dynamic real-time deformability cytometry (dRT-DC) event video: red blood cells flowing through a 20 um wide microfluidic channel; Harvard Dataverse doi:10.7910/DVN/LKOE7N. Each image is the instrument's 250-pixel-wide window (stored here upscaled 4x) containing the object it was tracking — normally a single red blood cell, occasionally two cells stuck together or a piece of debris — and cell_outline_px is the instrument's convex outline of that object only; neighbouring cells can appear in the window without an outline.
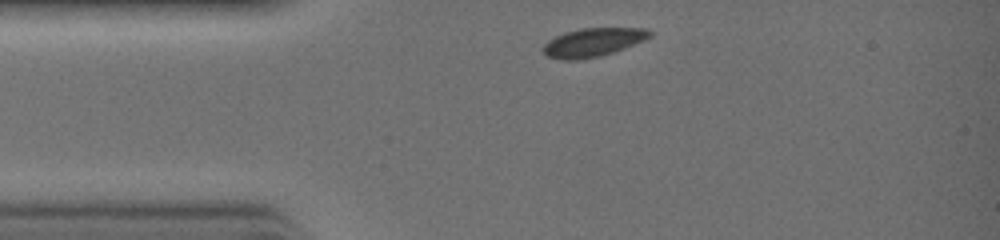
{"species": "common noctule bat (a hibernating species)", "species_latin": "Nyctalus noctula", "temperature_condition": "warm", "stored_images_in_passage": 22, "camera_frame_rate_fps": 3000, "um_per_image_px": 0.085, "animal": {"sex": "female", "body_mass_g": 19.0, "forearm_length_mm": 51.5}, "frame": {"image": 1, "passage_image": 1, "time_ms": 0.0, "image_size_px": [1000, 240], "cell_outline_px": [[652, 36], [644, 40], [624, 48], [600, 56], [576, 60], [564, 60], [548, 56], [540, 48], [548, 40], [564, 32], [580, 28], [648, 28], [652, 32]], "centroid_in_image_um": [50.39, 3.59], "position_along_channel_um": 34.6, "area_um2": 17.74}}
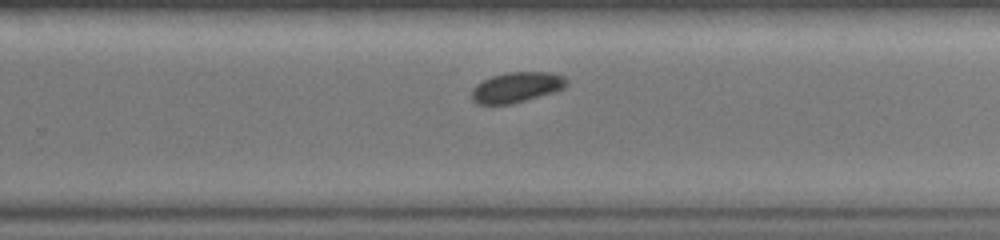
{"frame": {"image": 2, "passage_image": 15, "time_ms": 4.667, "image_size_px": [1000, 240], "cell_outline_px": [[568, 84], [564, 88], [556, 92], [512, 104], [480, 104], [472, 100], [472, 88], [476, 84], [492, 76], [508, 72], [548, 72], [564, 76], [568, 80]], "centroid_in_image_um": [43.95, 7.42], "position_along_channel_um": 285.9, "area_um2": 16.88}}
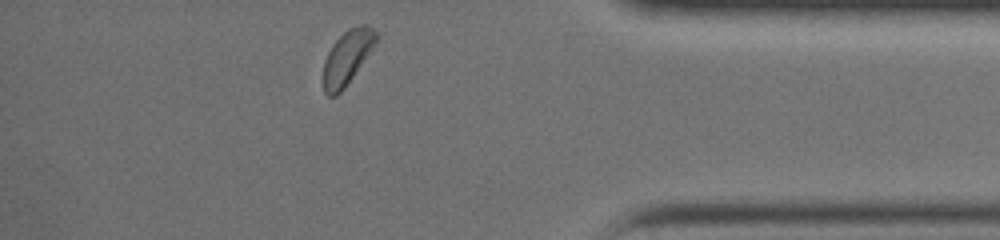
{"frame": {"image": 3, "passage_image": 22, "time_ms": 7.0, "image_size_px": [1000, 240], "cell_outline_px": [[380, 36], [376, 44], [344, 88], [336, 96], [328, 96], [324, 92], [324, 60], [332, 44], [348, 28], [360, 24], [364, 24], [372, 28]], "centroid_in_image_um": [29.53, 4.85], "position_along_channel_um": 405.7, "area_um2": 16.53}}